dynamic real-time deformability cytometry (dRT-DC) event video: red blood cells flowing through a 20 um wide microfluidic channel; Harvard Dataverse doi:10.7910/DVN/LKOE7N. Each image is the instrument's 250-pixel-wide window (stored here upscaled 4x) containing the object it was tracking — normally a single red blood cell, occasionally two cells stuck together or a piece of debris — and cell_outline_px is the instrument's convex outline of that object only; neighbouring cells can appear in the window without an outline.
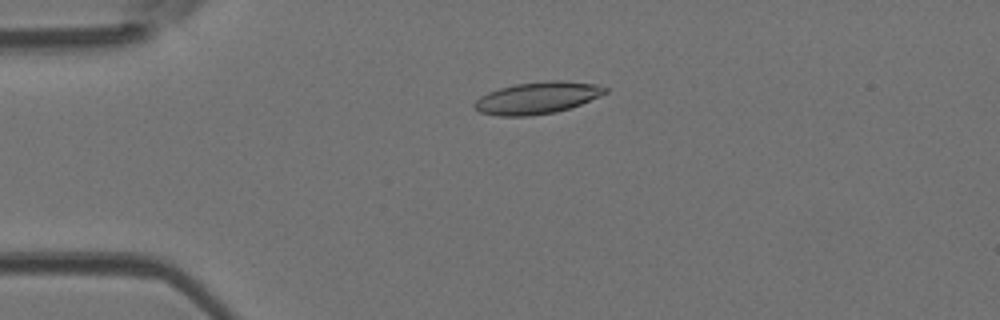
{"species": "Egyptian fruit bat (a non-hibernating species)", "species_latin": "Rousettus aegyptiacus", "temperature_condition": "room temperature", "stored_images_in_passage": 50, "camera_frame_rate_fps": 3000, "um_per_image_px": 0.085, "animal": {"sex": "female"}, "frame": {"image": 1, "passage_image": 12, "time_ms": 3.667, "image_size_px": [1000, 320], "cell_outline_px": [[608, 92], [600, 96], [580, 104], [556, 112], [532, 116], [496, 116], [480, 112], [472, 104], [480, 96], [488, 92], [500, 88], [516, 84], [548, 80], [560, 80], [596, 84], [608, 88]], "centroid_in_image_um": [45.66, 8.32], "position_along_channel_um": 39.3, "area_um2": 24.33}}
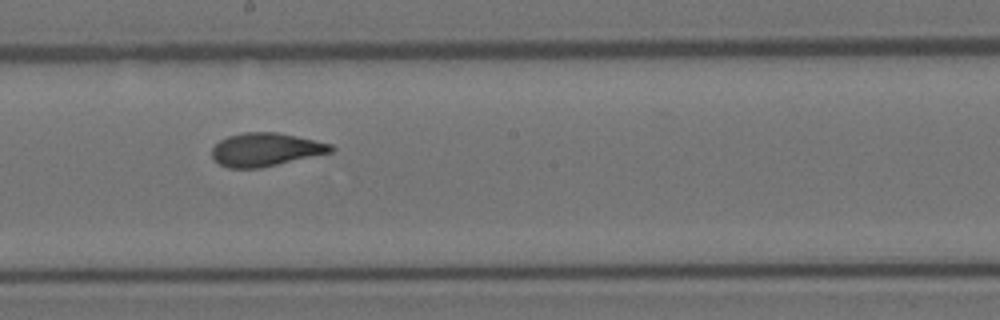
{"frame": {"image": 2, "passage_image": 28, "time_ms": 9.0, "image_size_px": [1000, 320], "cell_outline_px": [[336, 148], [332, 152], [260, 168], [228, 168], [220, 164], [212, 156], [212, 148], [220, 140], [228, 136], [244, 132], [276, 132], [296, 136], [332, 144]], "centroid_in_image_um": [22.58, 12.71], "position_along_channel_um": 225.6, "area_um2": 22.95}}
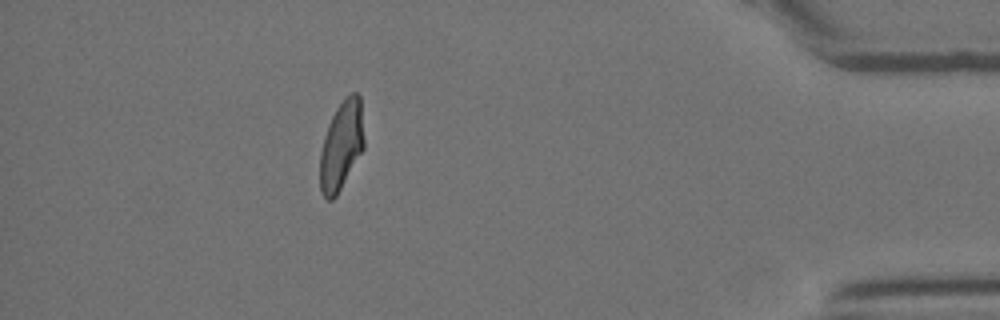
{"frame": {"image": 3, "passage_image": 45, "time_ms": 14.667, "image_size_px": [1000, 320], "cell_outline_px": [[364, 148], [336, 196], [332, 200], [328, 200], [320, 192], [320, 152], [324, 136], [328, 124], [336, 108], [344, 96], [352, 92], [356, 92], [360, 96], [364, 140]], "centroid_in_image_um": [29.01, 12.34], "position_along_channel_um": 406.2, "area_um2": 22.89}, "authors_computed_cell_mechanics": {"area_um2": 23.3512, "velocity_mm_per_s": 4.0638, "shape_relaxation_time_tau1_ms": 6.2753, "shape_relaxation_time_tau2_ms": 1.4447, "deformation_change_tau1": 0.1967, "deformation_change_tau2": 0.0796}}